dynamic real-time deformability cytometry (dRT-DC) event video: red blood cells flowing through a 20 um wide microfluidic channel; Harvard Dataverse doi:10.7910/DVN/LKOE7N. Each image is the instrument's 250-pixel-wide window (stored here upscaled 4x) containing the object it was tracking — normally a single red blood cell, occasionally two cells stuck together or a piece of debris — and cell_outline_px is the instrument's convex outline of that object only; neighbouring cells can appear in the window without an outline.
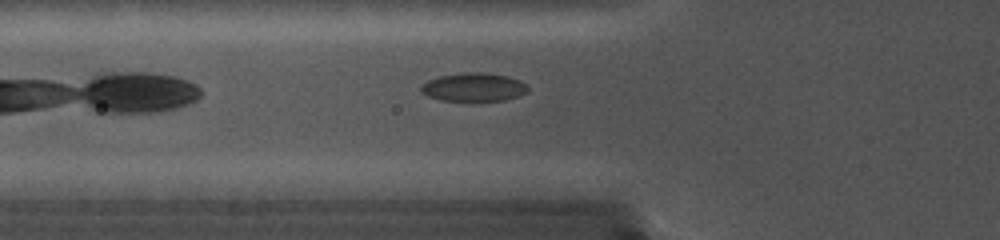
{"species": "common noctule bat (a hibernating species)", "species_latin": "Nyctalus noctula", "temperature_condition": "cold", "stored_images_in_passage": 52, "camera_frame_rate_fps": 5000, "um_per_image_px": 0.085, "animal": {"sex": "female", "body_mass_g": 19.0, "forearm_length_mm": 56.7}, "frame": {"image": 1, "passage_image": 12, "time_ms": 2.2, "image_size_px": [1000, 240], "cell_outline_px": [[528, 92], [520, 96], [504, 100], [440, 100], [428, 96], [420, 92], [420, 88], [428, 80], [440, 76], [460, 72], [480, 72], [508, 76], [520, 80], [528, 88]], "centroid_in_image_um": [40.27, 7.4], "position_along_channel_um": 85.5, "area_um2": 17.63}}
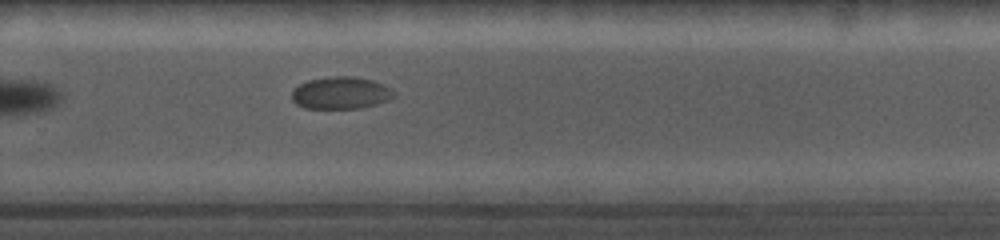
{"frame": {"image": 2, "passage_image": 42, "time_ms": 8.2, "image_size_px": [1000, 240], "cell_outline_px": [[396, 92], [388, 100], [376, 104], [360, 108], [304, 108], [296, 104], [292, 100], [292, 92], [300, 84], [308, 80], [332, 76], [352, 76], [372, 80], [384, 84], [392, 88]], "centroid_in_image_um": [28.98, 7.89], "position_along_channel_um": 300.8, "area_um2": 19.13}}
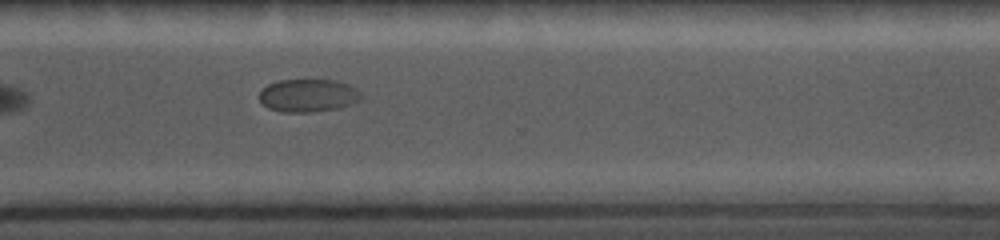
{"frame": {"image": 3, "passage_image": 48, "time_ms": 9.4, "image_size_px": [1000, 240], "cell_outline_px": [[364, 96], [360, 100], [336, 108], [312, 112], [284, 112], [268, 108], [256, 96], [268, 84], [280, 80], [336, 80], [348, 84], [356, 88]], "centroid_in_image_um": [26.18, 8.11], "position_along_channel_um": 344.4, "area_um2": 19.48}}